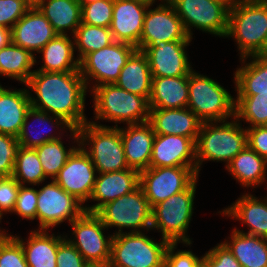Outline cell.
Masks as SVG:
<instances>
[{"label":"cell","mask_w":267,"mask_h":267,"mask_svg":"<svg viewBox=\"0 0 267 267\" xmlns=\"http://www.w3.org/2000/svg\"><path fill=\"white\" fill-rule=\"evenodd\" d=\"M25 85L31 107L63 118L75 129L89 121L84 113L89 89L80 71H34Z\"/></svg>","instance_id":"6da1fadb"},{"label":"cell","mask_w":267,"mask_h":267,"mask_svg":"<svg viewBox=\"0 0 267 267\" xmlns=\"http://www.w3.org/2000/svg\"><path fill=\"white\" fill-rule=\"evenodd\" d=\"M241 123L235 117L202 123L195 143L198 176L203 162L223 161L227 166L248 145L246 127Z\"/></svg>","instance_id":"7a4b0ae2"},{"label":"cell","mask_w":267,"mask_h":267,"mask_svg":"<svg viewBox=\"0 0 267 267\" xmlns=\"http://www.w3.org/2000/svg\"><path fill=\"white\" fill-rule=\"evenodd\" d=\"M93 97L94 117L92 121L100 125V121L113 122L114 127L118 123L138 124L148 121L149 103L145 97L130 93L119 88L115 84L96 86L89 91ZM99 120V121H98Z\"/></svg>","instance_id":"3957f363"},{"label":"cell","mask_w":267,"mask_h":267,"mask_svg":"<svg viewBox=\"0 0 267 267\" xmlns=\"http://www.w3.org/2000/svg\"><path fill=\"white\" fill-rule=\"evenodd\" d=\"M267 36V1H241L229 10L225 38L236 42L240 59L256 56Z\"/></svg>","instance_id":"277c9868"},{"label":"cell","mask_w":267,"mask_h":267,"mask_svg":"<svg viewBox=\"0 0 267 267\" xmlns=\"http://www.w3.org/2000/svg\"><path fill=\"white\" fill-rule=\"evenodd\" d=\"M77 131L79 145L91 158L97 173L129 169L121 140L120 126L96 125L89 120Z\"/></svg>","instance_id":"5b68a950"},{"label":"cell","mask_w":267,"mask_h":267,"mask_svg":"<svg viewBox=\"0 0 267 267\" xmlns=\"http://www.w3.org/2000/svg\"><path fill=\"white\" fill-rule=\"evenodd\" d=\"M198 178L184 191L152 207V227L161 233V238L169 243H182L190 246L192 239L188 236L189 223L194 213V199Z\"/></svg>","instance_id":"8992f818"},{"label":"cell","mask_w":267,"mask_h":267,"mask_svg":"<svg viewBox=\"0 0 267 267\" xmlns=\"http://www.w3.org/2000/svg\"><path fill=\"white\" fill-rule=\"evenodd\" d=\"M188 88L187 108L203 123L235 117V97L219 82L193 70L188 76Z\"/></svg>","instance_id":"52a82bcc"},{"label":"cell","mask_w":267,"mask_h":267,"mask_svg":"<svg viewBox=\"0 0 267 267\" xmlns=\"http://www.w3.org/2000/svg\"><path fill=\"white\" fill-rule=\"evenodd\" d=\"M144 232L125 231L113 235L108 267H164L165 252L170 244L158 242Z\"/></svg>","instance_id":"ba28073f"},{"label":"cell","mask_w":267,"mask_h":267,"mask_svg":"<svg viewBox=\"0 0 267 267\" xmlns=\"http://www.w3.org/2000/svg\"><path fill=\"white\" fill-rule=\"evenodd\" d=\"M152 208L144 195L140 185L132 192L102 206L96 214L101 218L107 230L115 228L113 235L124 233L123 229H130V233L149 232L152 227Z\"/></svg>","instance_id":"9c48e42d"},{"label":"cell","mask_w":267,"mask_h":267,"mask_svg":"<svg viewBox=\"0 0 267 267\" xmlns=\"http://www.w3.org/2000/svg\"><path fill=\"white\" fill-rule=\"evenodd\" d=\"M72 237L65 238L91 266H108L113 234L105 235L106 226L96 213L84 212L70 223Z\"/></svg>","instance_id":"30bf717a"},{"label":"cell","mask_w":267,"mask_h":267,"mask_svg":"<svg viewBox=\"0 0 267 267\" xmlns=\"http://www.w3.org/2000/svg\"><path fill=\"white\" fill-rule=\"evenodd\" d=\"M188 36L193 39V27L205 33L225 38L230 8L217 0H171Z\"/></svg>","instance_id":"8fae6325"},{"label":"cell","mask_w":267,"mask_h":267,"mask_svg":"<svg viewBox=\"0 0 267 267\" xmlns=\"http://www.w3.org/2000/svg\"><path fill=\"white\" fill-rule=\"evenodd\" d=\"M136 49L129 43L114 41L102 49L87 54L79 62V70L87 89L89 87L91 90L104 84H115L121 69Z\"/></svg>","instance_id":"7c38bea8"},{"label":"cell","mask_w":267,"mask_h":267,"mask_svg":"<svg viewBox=\"0 0 267 267\" xmlns=\"http://www.w3.org/2000/svg\"><path fill=\"white\" fill-rule=\"evenodd\" d=\"M197 178V166L149 167L140 171V187L152 208L186 190Z\"/></svg>","instance_id":"4fadbf2b"},{"label":"cell","mask_w":267,"mask_h":267,"mask_svg":"<svg viewBox=\"0 0 267 267\" xmlns=\"http://www.w3.org/2000/svg\"><path fill=\"white\" fill-rule=\"evenodd\" d=\"M37 229L49 230L66 220L70 224L85 212L84 204L63 190L54 180L37 190Z\"/></svg>","instance_id":"5bb4252c"},{"label":"cell","mask_w":267,"mask_h":267,"mask_svg":"<svg viewBox=\"0 0 267 267\" xmlns=\"http://www.w3.org/2000/svg\"><path fill=\"white\" fill-rule=\"evenodd\" d=\"M156 5L153 8L154 5L150 4L146 10L139 50L143 51L147 46L160 41H192L174 6L170 2Z\"/></svg>","instance_id":"9a60e30c"},{"label":"cell","mask_w":267,"mask_h":267,"mask_svg":"<svg viewBox=\"0 0 267 267\" xmlns=\"http://www.w3.org/2000/svg\"><path fill=\"white\" fill-rule=\"evenodd\" d=\"M97 171L89 155L79 145L68 157L54 181L81 203H87L96 181Z\"/></svg>","instance_id":"2e32d148"},{"label":"cell","mask_w":267,"mask_h":267,"mask_svg":"<svg viewBox=\"0 0 267 267\" xmlns=\"http://www.w3.org/2000/svg\"><path fill=\"white\" fill-rule=\"evenodd\" d=\"M189 43L191 41H160L147 46L143 52L148 58L152 77L189 76L194 70L186 51Z\"/></svg>","instance_id":"e0dca14e"},{"label":"cell","mask_w":267,"mask_h":267,"mask_svg":"<svg viewBox=\"0 0 267 267\" xmlns=\"http://www.w3.org/2000/svg\"><path fill=\"white\" fill-rule=\"evenodd\" d=\"M149 5L141 0H114L110 25L114 41L129 43L139 50L144 18Z\"/></svg>","instance_id":"ac0fdd59"},{"label":"cell","mask_w":267,"mask_h":267,"mask_svg":"<svg viewBox=\"0 0 267 267\" xmlns=\"http://www.w3.org/2000/svg\"><path fill=\"white\" fill-rule=\"evenodd\" d=\"M57 35L50 22L35 5L11 29L12 43L27 49L35 56Z\"/></svg>","instance_id":"d6986e66"},{"label":"cell","mask_w":267,"mask_h":267,"mask_svg":"<svg viewBox=\"0 0 267 267\" xmlns=\"http://www.w3.org/2000/svg\"><path fill=\"white\" fill-rule=\"evenodd\" d=\"M140 183V172L129 168L123 171L98 173L89 200L93 205H84L86 212L96 213L106 203L134 191Z\"/></svg>","instance_id":"ffe728a7"},{"label":"cell","mask_w":267,"mask_h":267,"mask_svg":"<svg viewBox=\"0 0 267 267\" xmlns=\"http://www.w3.org/2000/svg\"><path fill=\"white\" fill-rule=\"evenodd\" d=\"M197 166L195 142L188 137L156 134L149 167Z\"/></svg>","instance_id":"44dd1931"},{"label":"cell","mask_w":267,"mask_h":267,"mask_svg":"<svg viewBox=\"0 0 267 267\" xmlns=\"http://www.w3.org/2000/svg\"><path fill=\"white\" fill-rule=\"evenodd\" d=\"M148 122L155 134L185 136L191 138L195 143L203 123L188 108H150Z\"/></svg>","instance_id":"7402d4cb"},{"label":"cell","mask_w":267,"mask_h":267,"mask_svg":"<svg viewBox=\"0 0 267 267\" xmlns=\"http://www.w3.org/2000/svg\"><path fill=\"white\" fill-rule=\"evenodd\" d=\"M125 159L129 168L142 171L149 168L155 133L148 121L120 128Z\"/></svg>","instance_id":"603a6c76"},{"label":"cell","mask_w":267,"mask_h":267,"mask_svg":"<svg viewBox=\"0 0 267 267\" xmlns=\"http://www.w3.org/2000/svg\"><path fill=\"white\" fill-rule=\"evenodd\" d=\"M262 198H258L249 192L243 193L232 205L218 213L238 220L242 225L245 224L249 228L247 232H244L234 227L237 231L267 238V196L264 199Z\"/></svg>","instance_id":"cb8c5ba5"},{"label":"cell","mask_w":267,"mask_h":267,"mask_svg":"<svg viewBox=\"0 0 267 267\" xmlns=\"http://www.w3.org/2000/svg\"><path fill=\"white\" fill-rule=\"evenodd\" d=\"M31 108L26 88H4L0 83V133L18 137Z\"/></svg>","instance_id":"d4e9b609"},{"label":"cell","mask_w":267,"mask_h":267,"mask_svg":"<svg viewBox=\"0 0 267 267\" xmlns=\"http://www.w3.org/2000/svg\"><path fill=\"white\" fill-rule=\"evenodd\" d=\"M30 119L31 120L33 119V121H36V123L42 124V127L44 128L45 132H40L38 130L35 134L36 130H34L33 128L34 124L33 125L31 124L32 122L30 121ZM47 126L48 127L51 126L50 128L51 129L53 128L55 133L51 134L50 133L51 130L47 131L46 130ZM43 128H42V131H44ZM72 129L73 127L68 122H66L63 118L51 115L47 112L31 107L27 112L25 121L22 125V129H21L19 136L17 137V140L20 143V146L25 147V148L35 149L44 143L63 138L64 132H68ZM57 130H59L60 132ZM32 131L34 134L32 133ZM56 131L58 132L59 135L57 134ZM46 132H48V134H44Z\"/></svg>","instance_id":"484cf974"},{"label":"cell","mask_w":267,"mask_h":267,"mask_svg":"<svg viewBox=\"0 0 267 267\" xmlns=\"http://www.w3.org/2000/svg\"><path fill=\"white\" fill-rule=\"evenodd\" d=\"M48 231L45 229H34L30 231L27 240H23L17 235L14 236L22 245L25 260L29 267L57 266L58 245L65 239V235L64 233L63 235L50 234Z\"/></svg>","instance_id":"4316f807"},{"label":"cell","mask_w":267,"mask_h":267,"mask_svg":"<svg viewBox=\"0 0 267 267\" xmlns=\"http://www.w3.org/2000/svg\"><path fill=\"white\" fill-rule=\"evenodd\" d=\"M188 97V76L152 77L149 108H187Z\"/></svg>","instance_id":"83f0119b"},{"label":"cell","mask_w":267,"mask_h":267,"mask_svg":"<svg viewBox=\"0 0 267 267\" xmlns=\"http://www.w3.org/2000/svg\"><path fill=\"white\" fill-rule=\"evenodd\" d=\"M115 85L130 93L145 97L151 95L152 75L146 54L136 49L121 69Z\"/></svg>","instance_id":"f1b7e54d"},{"label":"cell","mask_w":267,"mask_h":267,"mask_svg":"<svg viewBox=\"0 0 267 267\" xmlns=\"http://www.w3.org/2000/svg\"><path fill=\"white\" fill-rule=\"evenodd\" d=\"M225 168L245 188L261 187L267 181V161L248 145Z\"/></svg>","instance_id":"f546056e"},{"label":"cell","mask_w":267,"mask_h":267,"mask_svg":"<svg viewBox=\"0 0 267 267\" xmlns=\"http://www.w3.org/2000/svg\"><path fill=\"white\" fill-rule=\"evenodd\" d=\"M222 243L242 267H267V238L245 234L233 229Z\"/></svg>","instance_id":"4dcf8cb0"},{"label":"cell","mask_w":267,"mask_h":267,"mask_svg":"<svg viewBox=\"0 0 267 267\" xmlns=\"http://www.w3.org/2000/svg\"><path fill=\"white\" fill-rule=\"evenodd\" d=\"M73 39V40H72ZM43 64L35 71L73 72L79 70V61L75 57L74 38L69 35H57L39 52Z\"/></svg>","instance_id":"1f68e13d"},{"label":"cell","mask_w":267,"mask_h":267,"mask_svg":"<svg viewBox=\"0 0 267 267\" xmlns=\"http://www.w3.org/2000/svg\"><path fill=\"white\" fill-rule=\"evenodd\" d=\"M58 35L74 36L82 23L81 6L77 0H40L35 5Z\"/></svg>","instance_id":"d6a6232c"},{"label":"cell","mask_w":267,"mask_h":267,"mask_svg":"<svg viewBox=\"0 0 267 267\" xmlns=\"http://www.w3.org/2000/svg\"><path fill=\"white\" fill-rule=\"evenodd\" d=\"M240 61L241 66L237 68L233 74L236 95L251 96L259 93H266L267 59L258 56H250L241 58Z\"/></svg>","instance_id":"836d02e7"},{"label":"cell","mask_w":267,"mask_h":267,"mask_svg":"<svg viewBox=\"0 0 267 267\" xmlns=\"http://www.w3.org/2000/svg\"><path fill=\"white\" fill-rule=\"evenodd\" d=\"M36 56L12 42L0 49V76L26 84L35 70Z\"/></svg>","instance_id":"e575fe53"},{"label":"cell","mask_w":267,"mask_h":267,"mask_svg":"<svg viewBox=\"0 0 267 267\" xmlns=\"http://www.w3.org/2000/svg\"><path fill=\"white\" fill-rule=\"evenodd\" d=\"M70 134L68 138L74 140L73 146H69L67 149L64 146V142L61 139L50 141L40 145L35 148L44 174L47 178L50 177L52 180L59 174L60 169L67 162L68 157L72 154V152L79 146V134L77 129L73 128L69 131ZM77 144V146H76Z\"/></svg>","instance_id":"d590c367"},{"label":"cell","mask_w":267,"mask_h":267,"mask_svg":"<svg viewBox=\"0 0 267 267\" xmlns=\"http://www.w3.org/2000/svg\"><path fill=\"white\" fill-rule=\"evenodd\" d=\"M75 51L80 62L90 52L102 49L114 42L110 27L81 23L74 36Z\"/></svg>","instance_id":"8d00e7d4"},{"label":"cell","mask_w":267,"mask_h":267,"mask_svg":"<svg viewBox=\"0 0 267 267\" xmlns=\"http://www.w3.org/2000/svg\"><path fill=\"white\" fill-rule=\"evenodd\" d=\"M12 176L20 185L39 186L47 177L35 149L20 146Z\"/></svg>","instance_id":"74e56055"},{"label":"cell","mask_w":267,"mask_h":267,"mask_svg":"<svg viewBox=\"0 0 267 267\" xmlns=\"http://www.w3.org/2000/svg\"><path fill=\"white\" fill-rule=\"evenodd\" d=\"M235 118L248 127L267 126V92L235 98Z\"/></svg>","instance_id":"f35d334b"},{"label":"cell","mask_w":267,"mask_h":267,"mask_svg":"<svg viewBox=\"0 0 267 267\" xmlns=\"http://www.w3.org/2000/svg\"><path fill=\"white\" fill-rule=\"evenodd\" d=\"M114 0H97L81 6L82 23L110 27Z\"/></svg>","instance_id":"ab89813d"},{"label":"cell","mask_w":267,"mask_h":267,"mask_svg":"<svg viewBox=\"0 0 267 267\" xmlns=\"http://www.w3.org/2000/svg\"><path fill=\"white\" fill-rule=\"evenodd\" d=\"M0 267H29L21 243L8 232H0Z\"/></svg>","instance_id":"60d3db41"},{"label":"cell","mask_w":267,"mask_h":267,"mask_svg":"<svg viewBox=\"0 0 267 267\" xmlns=\"http://www.w3.org/2000/svg\"><path fill=\"white\" fill-rule=\"evenodd\" d=\"M19 148L16 137L0 133V177L12 176Z\"/></svg>","instance_id":"b9f144b4"},{"label":"cell","mask_w":267,"mask_h":267,"mask_svg":"<svg viewBox=\"0 0 267 267\" xmlns=\"http://www.w3.org/2000/svg\"><path fill=\"white\" fill-rule=\"evenodd\" d=\"M37 189L29 185H20L19 192L12 213L19 215L24 220H36L37 213Z\"/></svg>","instance_id":"7bdbcfd3"},{"label":"cell","mask_w":267,"mask_h":267,"mask_svg":"<svg viewBox=\"0 0 267 267\" xmlns=\"http://www.w3.org/2000/svg\"><path fill=\"white\" fill-rule=\"evenodd\" d=\"M32 6L27 0H0V26L12 29Z\"/></svg>","instance_id":"ee69618b"},{"label":"cell","mask_w":267,"mask_h":267,"mask_svg":"<svg viewBox=\"0 0 267 267\" xmlns=\"http://www.w3.org/2000/svg\"><path fill=\"white\" fill-rule=\"evenodd\" d=\"M177 245L178 243H170L167 246L164 267H200L203 255L198 257L192 250H176Z\"/></svg>","instance_id":"f6af8a7d"},{"label":"cell","mask_w":267,"mask_h":267,"mask_svg":"<svg viewBox=\"0 0 267 267\" xmlns=\"http://www.w3.org/2000/svg\"><path fill=\"white\" fill-rule=\"evenodd\" d=\"M20 184L13 176L0 177V216L13 212Z\"/></svg>","instance_id":"bcb514c9"},{"label":"cell","mask_w":267,"mask_h":267,"mask_svg":"<svg viewBox=\"0 0 267 267\" xmlns=\"http://www.w3.org/2000/svg\"><path fill=\"white\" fill-rule=\"evenodd\" d=\"M202 264L205 267H242L222 242L203 255Z\"/></svg>","instance_id":"7dc6e473"},{"label":"cell","mask_w":267,"mask_h":267,"mask_svg":"<svg viewBox=\"0 0 267 267\" xmlns=\"http://www.w3.org/2000/svg\"><path fill=\"white\" fill-rule=\"evenodd\" d=\"M56 262V267H92L66 238L58 245Z\"/></svg>","instance_id":"c3c4849f"},{"label":"cell","mask_w":267,"mask_h":267,"mask_svg":"<svg viewBox=\"0 0 267 267\" xmlns=\"http://www.w3.org/2000/svg\"><path fill=\"white\" fill-rule=\"evenodd\" d=\"M247 144L267 161V126L246 127Z\"/></svg>","instance_id":"681fc988"},{"label":"cell","mask_w":267,"mask_h":267,"mask_svg":"<svg viewBox=\"0 0 267 267\" xmlns=\"http://www.w3.org/2000/svg\"><path fill=\"white\" fill-rule=\"evenodd\" d=\"M12 42L11 29L0 26V49Z\"/></svg>","instance_id":"f907efd6"},{"label":"cell","mask_w":267,"mask_h":267,"mask_svg":"<svg viewBox=\"0 0 267 267\" xmlns=\"http://www.w3.org/2000/svg\"><path fill=\"white\" fill-rule=\"evenodd\" d=\"M256 56L267 59V36L265 38L263 47L261 48L260 52Z\"/></svg>","instance_id":"816d5d0a"},{"label":"cell","mask_w":267,"mask_h":267,"mask_svg":"<svg viewBox=\"0 0 267 267\" xmlns=\"http://www.w3.org/2000/svg\"><path fill=\"white\" fill-rule=\"evenodd\" d=\"M219 2H222L226 6H228L230 9L233 8L236 4L241 2V0H217Z\"/></svg>","instance_id":"f5cc1de1"},{"label":"cell","mask_w":267,"mask_h":267,"mask_svg":"<svg viewBox=\"0 0 267 267\" xmlns=\"http://www.w3.org/2000/svg\"><path fill=\"white\" fill-rule=\"evenodd\" d=\"M141 1H144V2L149 3L151 5H154V4H156L155 2L157 0H141ZM158 1H160L161 3H169V2H171V0H158Z\"/></svg>","instance_id":"db71d44e"},{"label":"cell","mask_w":267,"mask_h":267,"mask_svg":"<svg viewBox=\"0 0 267 267\" xmlns=\"http://www.w3.org/2000/svg\"><path fill=\"white\" fill-rule=\"evenodd\" d=\"M95 1H97V0H77V2L80 4V6H83L85 4H89V3H92Z\"/></svg>","instance_id":"11a10c76"},{"label":"cell","mask_w":267,"mask_h":267,"mask_svg":"<svg viewBox=\"0 0 267 267\" xmlns=\"http://www.w3.org/2000/svg\"><path fill=\"white\" fill-rule=\"evenodd\" d=\"M30 4L36 5L40 0H27Z\"/></svg>","instance_id":"9f6ffc18"},{"label":"cell","mask_w":267,"mask_h":267,"mask_svg":"<svg viewBox=\"0 0 267 267\" xmlns=\"http://www.w3.org/2000/svg\"><path fill=\"white\" fill-rule=\"evenodd\" d=\"M1 219H2V217L0 216V223H1ZM0 232L7 233V230L2 229V228L0 227Z\"/></svg>","instance_id":"6f0895ef"},{"label":"cell","mask_w":267,"mask_h":267,"mask_svg":"<svg viewBox=\"0 0 267 267\" xmlns=\"http://www.w3.org/2000/svg\"><path fill=\"white\" fill-rule=\"evenodd\" d=\"M241 1H267V0H241Z\"/></svg>","instance_id":"680465c9"},{"label":"cell","mask_w":267,"mask_h":267,"mask_svg":"<svg viewBox=\"0 0 267 267\" xmlns=\"http://www.w3.org/2000/svg\"><path fill=\"white\" fill-rule=\"evenodd\" d=\"M92 267H108V266H92Z\"/></svg>","instance_id":"91938a15"}]
</instances>
